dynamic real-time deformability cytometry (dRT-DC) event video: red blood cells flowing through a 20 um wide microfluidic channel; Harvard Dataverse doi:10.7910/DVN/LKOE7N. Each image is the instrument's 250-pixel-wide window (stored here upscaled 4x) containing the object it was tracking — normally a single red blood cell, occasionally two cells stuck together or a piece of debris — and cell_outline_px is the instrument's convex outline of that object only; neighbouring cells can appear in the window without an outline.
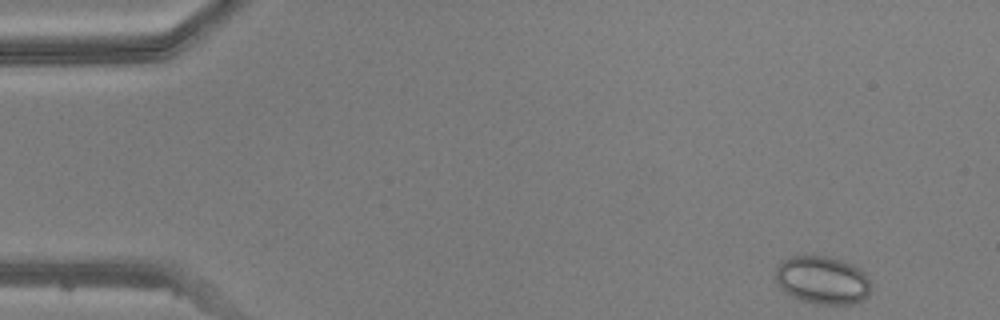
{"species": "common noctule bat (a hibernating species)", "species_latin": "Nyctalus noctula", "temperature_condition": "warm", "stored_images_in_passage": 47, "camera_frame_rate_fps": 3000, "um_per_image_px": 0.085, "animal": {"sex": "male", "body_mass_g": 20.5, "forearm_length_mm": 52.5}, "frame": {"image": 1, "passage_image": 1, "time_ms": 0.0, "image_size_px": [1000, 320], "cell_outline_px": [[868, 296], [864, 300], [856, 304], [816, 304], [800, 300], [792, 296], [780, 288], [776, 280], [776, 268], [784, 260], [792, 256], [828, 256], [852, 264], [864, 272], [868, 280]], "centroid_in_image_um": [69.9, 23.82], "position_along_channel_um": 15.1, "area_um2": 26.53}}
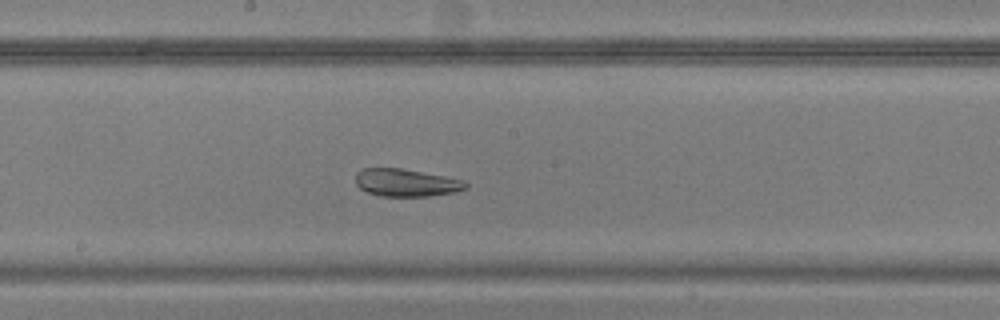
{"frame": {"image": 2, "passage_image": 24, "time_ms": 7.667, "image_size_px": [1000, 320], "cell_outline_px": [[468, 188], [456, 192], [428, 196], [380, 196], [368, 192], [360, 188], [356, 184], [356, 172], [360, 168], [400, 168], [444, 176], [464, 180], [468, 184]], "centroid_in_image_um": [34.52, 15.53], "position_along_channel_um": 213.7, "area_um2": 17.74}}
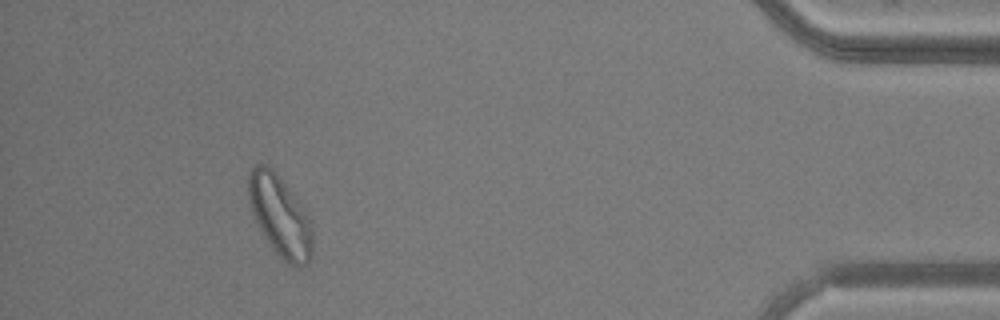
{"frame": {"image": 3, "passage_image": 43, "time_ms": 14.0, "image_size_px": [1000, 320], "cell_outline_px": [[312, 252], [308, 260], [300, 268], [296, 268], [288, 264], [272, 248], [260, 228], [252, 212], [248, 200], [248, 176], [252, 168], [256, 164], [268, 164], [276, 172], [308, 212], [312, 228]], "centroid_in_image_um": [23.81, 18.33], "position_along_channel_um": 411.4, "area_um2": 30.23}}